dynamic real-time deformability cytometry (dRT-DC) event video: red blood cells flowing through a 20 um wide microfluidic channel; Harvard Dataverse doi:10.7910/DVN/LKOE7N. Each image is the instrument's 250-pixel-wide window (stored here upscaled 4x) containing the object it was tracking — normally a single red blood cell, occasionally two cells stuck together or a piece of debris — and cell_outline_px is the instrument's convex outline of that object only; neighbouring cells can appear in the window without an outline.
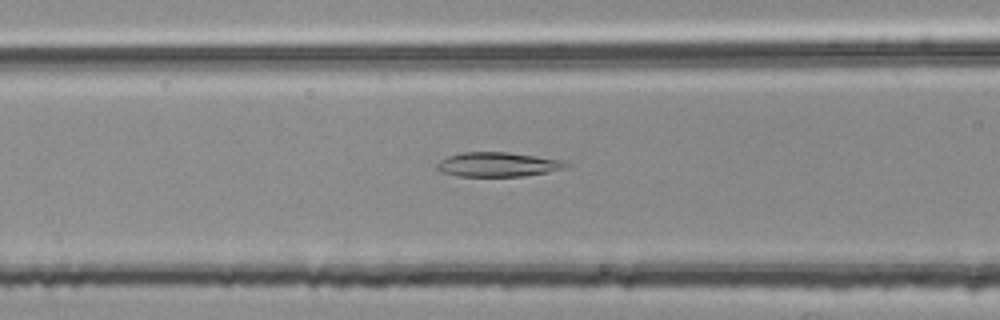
{"species": "common noctule bat (a hibernating species)", "species_latin": "Nyctalus noctula", "temperature_condition": "room temperature", "stored_images_in_passage": 41, "camera_frame_rate_fps": 3000, "um_per_image_px": 0.085, "animal": {"sex": "female", "body_mass_g": 25.1}, "frame": {"image": 1, "passage_image": 9, "time_ms": 2.667, "image_size_px": [1000, 320], "cell_outline_px": [[568, 164], [564, 168], [548, 172], [524, 176], [456, 176], [440, 172], [436, 168], [436, 164], [440, 160], [448, 156], [464, 152], [504, 152], [560, 160]], "centroid_in_image_um": [42.22, 13.99], "position_along_channel_um": 124.4, "area_um2": 18.09}}
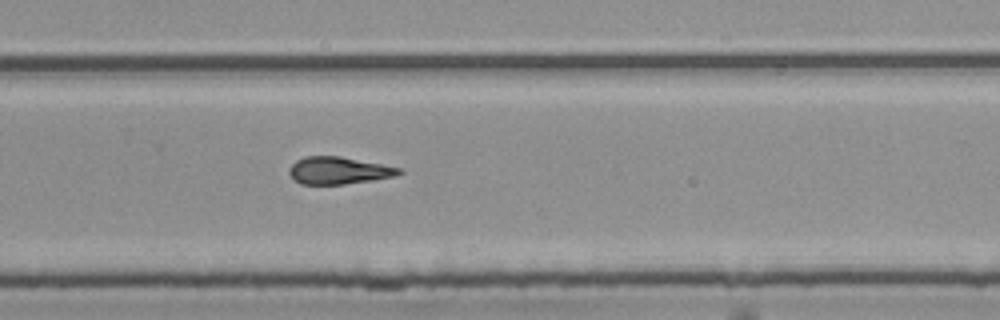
{"frame": {"image": 2, "passage_image": 23, "time_ms": 7.333, "image_size_px": [1000, 320], "cell_outline_px": [[404, 172], [396, 176], [372, 180], [344, 184], [300, 184], [288, 172], [288, 168], [296, 160], [304, 156], [340, 156], [400, 168]], "centroid_in_image_um": [28.77, 14.49], "position_along_channel_um": 301.0, "area_um2": 17.34}}
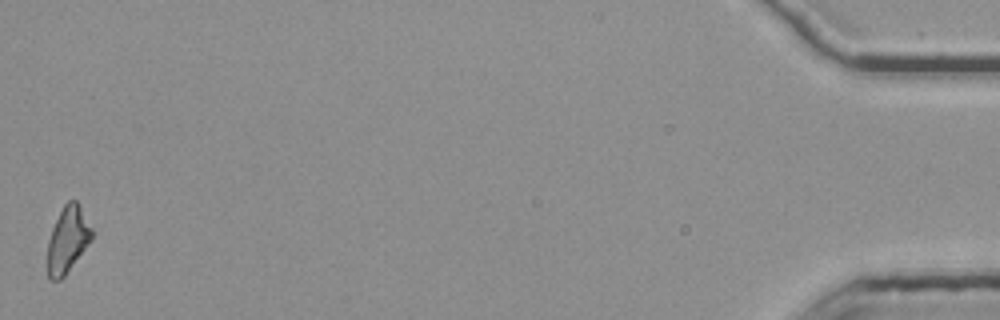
{"frame": {"image": 3, "passage_image": 41, "time_ms": 13.333, "image_size_px": [1000, 320], "cell_outline_px": [[96, 232], [92, 240], [64, 276], [60, 280], [48, 280], [48, 240], [52, 228], [64, 204], [68, 200], [76, 200], [80, 204]], "centroid_in_image_um": [5.8, 20.34], "position_along_channel_um": 429.4, "area_um2": 17.4}, "authors_computed_cell_mechanics": {"area_um2": 17.5134, "velocity_mm_per_s": 3.7884, "shape_relaxation_time_tau1_ms": null, "shape_relaxation_time_tau2_ms": 2.7358, "deformation_change_tau1": null, "deformation_change_tau2": 0.1232}}